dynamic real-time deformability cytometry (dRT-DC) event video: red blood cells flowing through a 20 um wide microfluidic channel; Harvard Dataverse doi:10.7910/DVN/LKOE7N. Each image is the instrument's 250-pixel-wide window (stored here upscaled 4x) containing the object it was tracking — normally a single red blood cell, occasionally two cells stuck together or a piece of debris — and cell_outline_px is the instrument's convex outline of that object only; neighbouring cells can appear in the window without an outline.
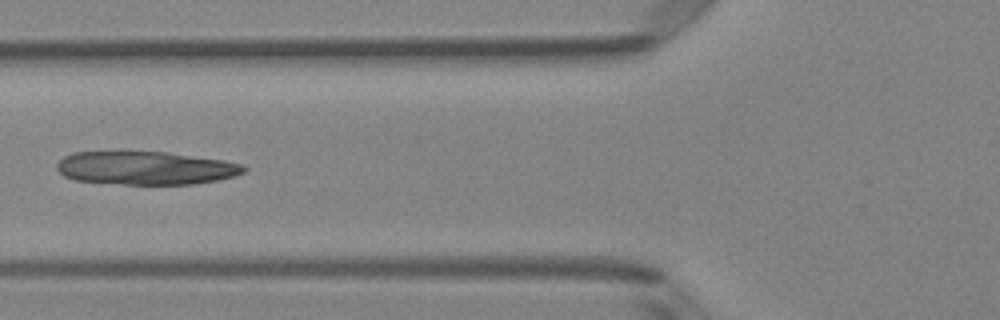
{"species": "Egyptian fruit bat (a non-hibernating species)", "species_latin": "Rousettus aegyptiacus", "temperature_condition": "room temperature", "stored_images_in_passage": 38, "camera_frame_rate_fps": 3000, "um_per_image_px": 0.085, "animal": {"sex": "female"}, "frame": {"image": 1, "passage_image": 10, "time_ms": 3.0, "image_size_px": [1000, 320], "cell_outline_px": [[248, 168], [244, 172], [236, 176], [216, 180], [192, 184], [124, 184], [76, 180], [64, 176], [56, 168], [56, 164], [64, 156], [72, 152], [116, 148], [164, 152], [224, 160], [244, 164]], "centroid_in_image_um": [12.32, 14.23], "position_along_channel_um": 113.5, "area_um2": 37.45}}
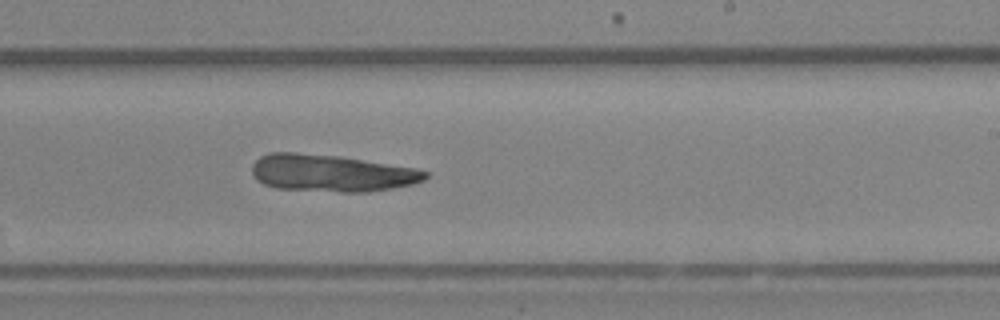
{"frame": {"image": 2, "passage_image": 21, "time_ms": 6.667, "image_size_px": [1000, 320], "cell_outline_px": [[428, 176], [424, 180], [412, 184], [392, 188], [368, 192], [340, 192], [276, 188], [264, 184], [256, 180], [252, 172], [252, 164], [260, 156], [268, 152], [296, 152], [336, 156], [416, 168], [428, 172]], "centroid_in_image_um": [28.14, 14.71], "position_along_channel_um": 260.9, "area_um2": 37.4}}
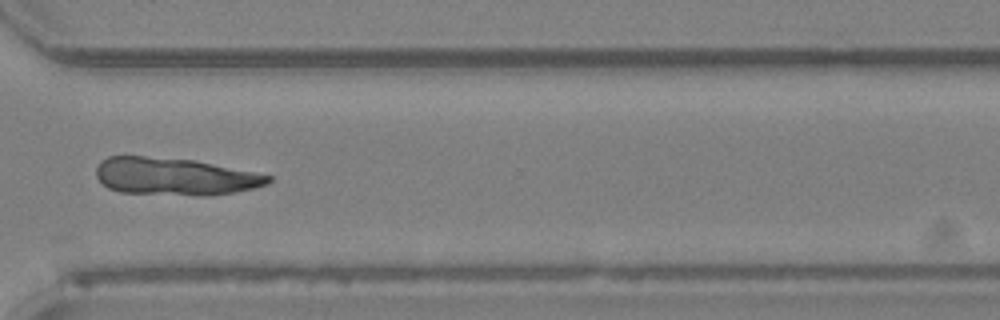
{"frame": {"image": 3, "passage_image": 28, "time_ms": 9.0, "image_size_px": [1000, 320], "cell_outline_px": [[272, 180], [268, 184], [252, 188], [232, 192], [208, 196], [200, 196], [120, 192], [108, 188], [96, 176], [96, 168], [100, 160], [108, 156], [144, 156], [196, 160], [272, 176]], "centroid_in_image_um": [14.83, 15.0], "position_along_channel_um": 355.8, "area_um2": 37.51}}